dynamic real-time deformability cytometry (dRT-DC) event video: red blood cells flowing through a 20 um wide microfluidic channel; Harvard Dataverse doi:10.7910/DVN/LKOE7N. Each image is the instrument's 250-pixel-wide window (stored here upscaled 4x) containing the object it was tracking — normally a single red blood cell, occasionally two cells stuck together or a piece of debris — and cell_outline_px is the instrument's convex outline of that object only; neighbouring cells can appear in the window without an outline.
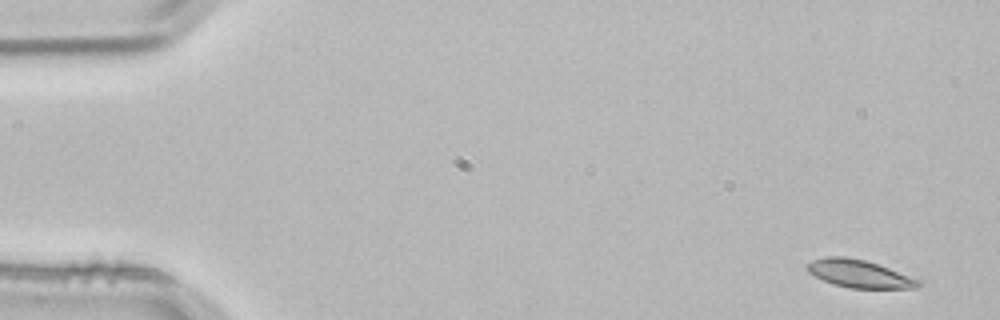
{"species": "common noctule bat (a hibernating species)", "species_latin": "Nyctalus noctula", "temperature_condition": "room temperature", "stored_images_in_passage": 4, "camera_frame_rate_fps": 3000, "um_per_image_px": 0.085, "animal": {"sex": "male", "body_mass_g": 21.5, "forearm_length_mm": 52.0}, "frame": {"image": 1, "passage_image": 1, "time_ms": 0.0, "image_size_px": [1000, 320], "cell_outline_px": [[920, 284], [916, 288], [848, 288], [832, 284], [808, 272], [804, 268], [804, 264], [812, 260], [824, 256], [844, 256], [864, 260], [888, 268], [920, 280]], "centroid_in_image_um": [72.95, 23.26], "position_along_channel_um": 12.1, "area_um2": 17.92}}